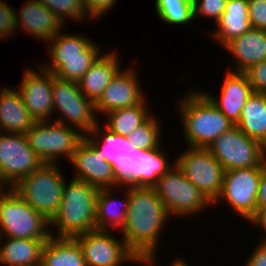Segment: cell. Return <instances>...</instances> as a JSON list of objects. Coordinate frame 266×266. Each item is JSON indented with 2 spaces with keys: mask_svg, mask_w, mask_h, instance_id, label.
<instances>
[{
  "mask_svg": "<svg viewBox=\"0 0 266 266\" xmlns=\"http://www.w3.org/2000/svg\"><path fill=\"white\" fill-rule=\"evenodd\" d=\"M171 219L154 187L129 186V207L119 233L141 266H157L161 236Z\"/></svg>",
  "mask_w": 266,
  "mask_h": 266,
  "instance_id": "1",
  "label": "cell"
},
{
  "mask_svg": "<svg viewBox=\"0 0 266 266\" xmlns=\"http://www.w3.org/2000/svg\"><path fill=\"white\" fill-rule=\"evenodd\" d=\"M189 89L177 99L183 140L188 147L208 148L224 132L232 129V123L201 91Z\"/></svg>",
  "mask_w": 266,
  "mask_h": 266,
  "instance_id": "2",
  "label": "cell"
},
{
  "mask_svg": "<svg viewBox=\"0 0 266 266\" xmlns=\"http://www.w3.org/2000/svg\"><path fill=\"white\" fill-rule=\"evenodd\" d=\"M64 31L65 28L46 43L48 64L42 62L39 66L56 78L78 82L103 51L84 32L70 34L69 30Z\"/></svg>",
  "mask_w": 266,
  "mask_h": 266,
  "instance_id": "3",
  "label": "cell"
},
{
  "mask_svg": "<svg viewBox=\"0 0 266 266\" xmlns=\"http://www.w3.org/2000/svg\"><path fill=\"white\" fill-rule=\"evenodd\" d=\"M99 190L76 178L65 181L59 210L50 221L51 236L74 238L96 229V199Z\"/></svg>",
  "mask_w": 266,
  "mask_h": 266,
  "instance_id": "4",
  "label": "cell"
},
{
  "mask_svg": "<svg viewBox=\"0 0 266 266\" xmlns=\"http://www.w3.org/2000/svg\"><path fill=\"white\" fill-rule=\"evenodd\" d=\"M61 164L43 163L22 178L12 189L49 222L56 215L62 200L65 176Z\"/></svg>",
  "mask_w": 266,
  "mask_h": 266,
  "instance_id": "5",
  "label": "cell"
},
{
  "mask_svg": "<svg viewBox=\"0 0 266 266\" xmlns=\"http://www.w3.org/2000/svg\"><path fill=\"white\" fill-rule=\"evenodd\" d=\"M154 189L173 219L202 215L213 206L204 194L185 177L176 163L159 178Z\"/></svg>",
  "mask_w": 266,
  "mask_h": 266,
  "instance_id": "6",
  "label": "cell"
},
{
  "mask_svg": "<svg viewBox=\"0 0 266 266\" xmlns=\"http://www.w3.org/2000/svg\"><path fill=\"white\" fill-rule=\"evenodd\" d=\"M50 222L26 203L12 188L0 193V235L36 239L50 238Z\"/></svg>",
  "mask_w": 266,
  "mask_h": 266,
  "instance_id": "7",
  "label": "cell"
},
{
  "mask_svg": "<svg viewBox=\"0 0 266 266\" xmlns=\"http://www.w3.org/2000/svg\"><path fill=\"white\" fill-rule=\"evenodd\" d=\"M25 135L31 149L47 164H59L61 159L69 162L84 137L78 129L56 121L35 122Z\"/></svg>",
  "mask_w": 266,
  "mask_h": 266,
  "instance_id": "8",
  "label": "cell"
},
{
  "mask_svg": "<svg viewBox=\"0 0 266 266\" xmlns=\"http://www.w3.org/2000/svg\"><path fill=\"white\" fill-rule=\"evenodd\" d=\"M52 96L54 115L59 113L53 121L74 127L83 135L92 132L100 122L95 104L80 91L77 82L53 74Z\"/></svg>",
  "mask_w": 266,
  "mask_h": 266,
  "instance_id": "9",
  "label": "cell"
},
{
  "mask_svg": "<svg viewBox=\"0 0 266 266\" xmlns=\"http://www.w3.org/2000/svg\"><path fill=\"white\" fill-rule=\"evenodd\" d=\"M263 164L258 167L236 168L225 170L221 194L213 203V207L222 201L248 223L257 214L256 199ZM219 203V204H218Z\"/></svg>",
  "mask_w": 266,
  "mask_h": 266,
  "instance_id": "10",
  "label": "cell"
},
{
  "mask_svg": "<svg viewBox=\"0 0 266 266\" xmlns=\"http://www.w3.org/2000/svg\"><path fill=\"white\" fill-rule=\"evenodd\" d=\"M185 177L213 204L221 194L224 169L208 148L188 147L176 155Z\"/></svg>",
  "mask_w": 266,
  "mask_h": 266,
  "instance_id": "11",
  "label": "cell"
},
{
  "mask_svg": "<svg viewBox=\"0 0 266 266\" xmlns=\"http://www.w3.org/2000/svg\"><path fill=\"white\" fill-rule=\"evenodd\" d=\"M224 171L261 166L266 161V147L244 134L236 125L208 147Z\"/></svg>",
  "mask_w": 266,
  "mask_h": 266,
  "instance_id": "12",
  "label": "cell"
},
{
  "mask_svg": "<svg viewBox=\"0 0 266 266\" xmlns=\"http://www.w3.org/2000/svg\"><path fill=\"white\" fill-rule=\"evenodd\" d=\"M113 232L94 229L74 237L81 246L86 266L140 265V259L127 247L121 235Z\"/></svg>",
  "mask_w": 266,
  "mask_h": 266,
  "instance_id": "13",
  "label": "cell"
},
{
  "mask_svg": "<svg viewBox=\"0 0 266 266\" xmlns=\"http://www.w3.org/2000/svg\"><path fill=\"white\" fill-rule=\"evenodd\" d=\"M42 164L25 134L0 132V183L5 188L14 187Z\"/></svg>",
  "mask_w": 266,
  "mask_h": 266,
  "instance_id": "14",
  "label": "cell"
},
{
  "mask_svg": "<svg viewBox=\"0 0 266 266\" xmlns=\"http://www.w3.org/2000/svg\"><path fill=\"white\" fill-rule=\"evenodd\" d=\"M37 67L40 68L36 70L27 67L28 69L23 70L21 82L15 87L36 122L52 121L55 117L52 96L53 73L41 66Z\"/></svg>",
  "mask_w": 266,
  "mask_h": 266,
  "instance_id": "15",
  "label": "cell"
},
{
  "mask_svg": "<svg viewBox=\"0 0 266 266\" xmlns=\"http://www.w3.org/2000/svg\"><path fill=\"white\" fill-rule=\"evenodd\" d=\"M69 162L74 169L71 178L85 181L98 189L120 186L114 167L106 162L105 156L96 154V146L85 135Z\"/></svg>",
  "mask_w": 266,
  "mask_h": 266,
  "instance_id": "16",
  "label": "cell"
},
{
  "mask_svg": "<svg viewBox=\"0 0 266 266\" xmlns=\"http://www.w3.org/2000/svg\"><path fill=\"white\" fill-rule=\"evenodd\" d=\"M131 63L124 69H121L112 81L104 89L101 97L95 103L97 116H103L114 110L131 107L141 104L146 96L144 88L140 83V76L136 67ZM100 114V115H99Z\"/></svg>",
  "mask_w": 266,
  "mask_h": 266,
  "instance_id": "17",
  "label": "cell"
},
{
  "mask_svg": "<svg viewBox=\"0 0 266 266\" xmlns=\"http://www.w3.org/2000/svg\"><path fill=\"white\" fill-rule=\"evenodd\" d=\"M101 121L85 136L96 146V154L105 156L121 182L131 171H134L135 152L138 149L128 138L108 131Z\"/></svg>",
  "mask_w": 266,
  "mask_h": 266,
  "instance_id": "18",
  "label": "cell"
},
{
  "mask_svg": "<svg viewBox=\"0 0 266 266\" xmlns=\"http://www.w3.org/2000/svg\"><path fill=\"white\" fill-rule=\"evenodd\" d=\"M224 76L219 96L209 92V89L201 91L232 123L237 125L242 109L254 91L245 73L227 70Z\"/></svg>",
  "mask_w": 266,
  "mask_h": 266,
  "instance_id": "19",
  "label": "cell"
},
{
  "mask_svg": "<svg viewBox=\"0 0 266 266\" xmlns=\"http://www.w3.org/2000/svg\"><path fill=\"white\" fill-rule=\"evenodd\" d=\"M24 2L25 4L18 10L19 13L16 11V35L18 32H25L28 36L46 44L66 26L38 0Z\"/></svg>",
  "mask_w": 266,
  "mask_h": 266,
  "instance_id": "20",
  "label": "cell"
},
{
  "mask_svg": "<svg viewBox=\"0 0 266 266\" xmlns=\"http://www.w3.org/2000/svg\"><path fill=\"white\" fill-rule=\"evenodd\" d=\"M164 147L138 148L135 152L134 171L121 182V186L154 187L161 176L175 165L170 161Z\"/></svg>",
  "mask_w": 266,
  "mask_h": 266,
  "instance_id": "21",
  "label": "cell"
},
{
  "mask_svg": "<svg viewBox=\"0 0 266 266\" xmlns=\"http://www.w3.org/2000/svg\"><path fill=\"white\" fill-rule=\"evenodd\" d=\"M225 52L230 54L232 68L227 70L233 72H245L251 66L266 59V31L249 29L243 35L229 41L224 47Z\"/></svg>",
  "mask_w": 266,
  "mask_h": 266,
  "instance_id": "22",
  "label": "cell"
},
{
  "mask_svg": "<svg viewBox=\"0 0 266 266\" xmlns=\"http://www.w3.org/2000/svg\"><path fill=\"white\" fill-rule=\"evenodd\" d=\"M118 50L102 53L88 71L77 82L80 91L94 104L101 97L104 89L122 69Z\"/></svg>",
  "mask_w": 266,
  "mask_h": 266,
  "instance_id": "23",
  "label": "cell"
},
{
  "mask_svg": "<svg viewBox=\"0 0 266 266\" xmlns=\"http://www.w3.org/2000/svg\"><path fill=\"white\" fill-rule=\"evenodd\" d=\"M118 188L121 189L119 190L121 193L123 192L121 201L116 197ZM128 207L129 186L120 185L119 187L100 189L96 199V229L116 230L119 233L125 225Z\"/></svg>",
  "mask_w": 266,
  "mask_h": 266,
  "instance_id": "24",
  "label": "cell"
},
{
  "mask_svg": "<svg viewBox=\"0 0 266 266\" xmlns=\"http://www.w3.org/2000/svg\"><path fill=\"white\" fill-rule=\"evenodd\" d=\"M0 88V132L26 134L36 122L13 86Z\"/></svg>",
  "mask_w": 266,
  "mask_h": 266,
  "instance_id": "25",
  "label": "cell"
},
{
  "mask_svg": "<svg viewBox=\"0 0 266 266\" xmlns=\"http://www.w3.org/2000/svg\"><path fill=\"white\" fill-rule=\"evenodd\" d=\"M210 38L223 48L229 41L251 29L248 12V0H227L225 10Z\"/></svg>",
  "mask_w": 266,
  "mask_h": 266,
  "instance_id": "26",
  "label": "cell"
},
{
  "mask_svg": "<svg viewBox=\"0 0 266 266\" xmlns=\"http://www.w3.org/2000/svg\"><path fill=\"white\" fill-rule=\"evenodd\" d=\"M49 238L0 237L1 266H41L42 250Z\"/></svg>",
  "mask_w": 266,
  "mask_h": 266,
  "instance_id": "27",
  "label": "cell"
},
{
  "mask_svg": "<svg viewBox=\"0 0 266 266\" xmlns=\"http://www.w3.org/2000/svg\"><path fill=\"white\" fill-rule=\"evenodd\" d=\"M41 266H86V262L75 238L51 236L43 246Z\"/></svg>",
  "mask_w": 266,
  "mask_h": 266,
  "instance_id": "28",
  "label": "cell"
},
{
  "mask_svg": "<svg viewBox=\"0 0 266 266\" xmlns=\"http://www.w3.org/2000/svg\"><path fill=\"white\" fill-rule=\"evenodd\" d=\"M236 126L266 147V98L263 93L254 92L249 97Z\"/></svg>",
  "mask_w": 266,
  "mask_h": 266,
  "instance_id": "29",
  "label": "cell"
},
{
  "mask_svg": "<svg viewBox=\"0 0 266 266\" xmlns=\"http://www.w3.org/2000/svg\"><path fill=\"white\" fill-rule=\"evenodd\" d=\"M148 101L149 99L146 98L141 104L106 113L103 116L105 121L101 125L112 133L129 136L136 127L143 124L153 114Z\"/></svg>",
  "mask_w": 266,
  "mask_h": 266,
  "instance_id": "30",
  "label": "cell"
},
{
  "mask_svg": "<svg viewBox=\"0 0 266 266\" xmlns=\"http://www.w3.org/2000/svg\"><path fill=\"white\" fill-rule=\"evenodd\" d=\"M154 3L156 15L166 24L185 27L194 22L193 0H155Z\"/></svg>",
  "mask_w": 266,
  "mask_h": 266,
  "instance_id": "31",
  "label": "cell"
},
{
  "mask_svg": "<svg viewBox=\"0 0 266 266\" xmlns=\"http://www.w3.org/2000/svg\"><path fill=\"white\" fill-rule=\"evenodd\" d=\"M154 114L155 113H153L143 124L136 127L128 136L130 141L137 148L151 149L154 147H159L162 144V124L160 119Z\"/></svg>",
  "mask_w": 266,
  "mask_h": 266,
  "instance_id": "32",
  "label": "cell"
},
{
  "mask_svg": "<svg viewBox=\"0 0 266 266\" xmlns=\"http://www.w3.org/2000/svg\"><path fill=\"white\" fill-rule=\"evenodd\" d=\"M48 7L59 20L66 25L68 21L83 23L88 16L83 6V0H38ZM72 20V21H71ZM66 22V23H65Z\"/></svg>",
  "mask_w": 266,
  "mask_h": 266,
  "instance_id": "33",
  "label": "cell"
},
{
  "mask_svg": "<svg viewBox=\"0 0 266 266\" xmlns=\"http://www.w3.org/2000/svg\"><path fill=\"white\" fill-rule=\"evenodd\" d=\"M227 0H193L194 21L199 17L212 19L216 24L225 10ZM198 18V19H197Z\"/></svg>",
  "mask_w": 266,
  "mask_h": 266,
  "instance_id": "34",
  "label": "cell"
},
{
  "mask_svg": "<svg viewBox=\"0 0 266 266\" xmlns=\"http://www.w3.org/2000/svg\"><path fill=\"white\" fill-rule=\"evenodd\" d=\"M16 11L6 1H0V41L16 36Z\"/></svg>",
  "mask_w": 266,
  "mask_h": 266,
  "instance_id": "35",
  "label": "cell"
},
{
  "mask_svg": "<svg viewBox=\"0 0 266 266\" xmlns=\"http://www.w3.org/2000/svg\"><path fill=\"white\" fill-rule=\"evenodd\" d=\"M118 0H83V6L89 20L101 21L100 18L117 5ZM99 19V20H98Z\"/></svg>",
  "mask_w": 266,
  "mask_h": 266,
  "instance_id": "36",
  "label": "cell"
},
{
  "mask_svg": "<svg viewBox=\"0 0 266 266\" xmlns=\"http://www.w3.org/2000/svg\"><path fill=\"white\" fill-rule=\"evenodd\" d=\"M251 28L266 31V0H248Z\"/></svg>",
  "mask_w": 266,
  "mask_h": 266,
  "instance_id": "37",
  "label": "cell"
},
{
  "mask_svg": "<svg viewBox=\"0 0 266 266\" xmlns=\"http://www.w3.org/2000/svg\"><path fill=\"white\" fill-rule=\"evenodd\" d=\"M256 93H266V59L244 72Z\"/></svg>",
  "mask_w": 266,
  "mask_h": 266,
  "instance_id": "38",
  "label": "cell"
},
{
  "mask_svg": "<svg viewBox=\"0 0 266 266\" xmlns=\"http://www.w3.org/2000/svg\"><path fill=\"white\" fill-rule=\"evenodd\" d=\"M254 245V250L251 251L243 266H266V243L256 241Z\"/></svg>",
  "mask_w": 266,
  "mask_h": 266,
  "instance_id": "39",
  "label": "cell"
},
{
  "mask_svg": "<svg viewBox=\"0 0 266 266\" xmlns=\"http://www.w3.org/2000/svg\"><path fill=\"white\" fill-rule=\"evenodd\" d=\"M256 204L257 213L266 208V161L263 163Z\"/></svg>",
  "mask_w": 266,
  "mask_h": 266,
  "instance_id": "40",
  "label": "cell"
},
{
  "mask_svg": "<svg viewBox=\"0 0 266 266\" xmlns=\"http://www.w3.org/2000/svg\"><path fill=\"white\" fill-rule=\"evenodd\" d=\"M251 224L252 228L253 226L258 228L261 234V238L258 239V241H262L266 243V208L260 210L256 216L249 222ZM263 235V236H262Z\"/></svg>",
  "mask_w": 266,
  "mask_h": 266,
  "instance_id": "41",
  "label": "cell"
},
{
  "mask_svg": "<svg viewBox=\"0 0 266 266\" xmlns=\"http://www.w3.org/2000/svg\"><path fill=\"white\" fill-rule=\"evenodd\" d=\"M181 256V258L176 257L171 263L169 262L170 265L168 266H191L189 265V262L185 261V259Z\"/></svg>",
  "mask_w": 266,
  "mask_h": 266,
  "instance_id": "42",
  "label": "cell"
},
{
  "mask_svg": "<svg viewBox=\"0 0 266 266\" xmlns=\"http://www.w3.org/2000/svg\"><path fill=\"white\" fill-rule=\"evenodd\" d=\"M5 189V187L0 183V193Z\"/></svg>",
  "mask_w": 266,
  "mask_h": 266,
  "instance_id": "43",
  "label": "cell"
}]
</instances>
